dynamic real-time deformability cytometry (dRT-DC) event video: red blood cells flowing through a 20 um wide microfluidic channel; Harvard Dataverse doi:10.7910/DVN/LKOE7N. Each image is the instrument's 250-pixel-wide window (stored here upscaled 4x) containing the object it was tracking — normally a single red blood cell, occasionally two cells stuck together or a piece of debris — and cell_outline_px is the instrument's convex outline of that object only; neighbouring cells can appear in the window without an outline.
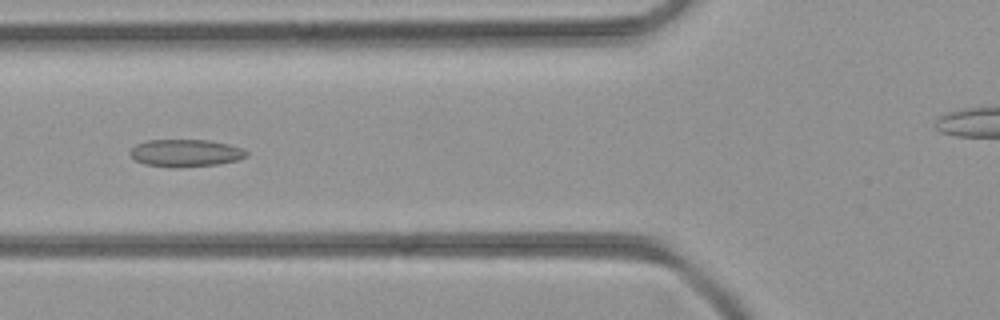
{"species": "common noctule bat (a hibernating species)", "species_latin": "Nyctalus noctula", "temperature_condition": "room temperature", "stored_images_in_passage": 35, "camera_frame_rate_fps": 3000, "um_per_image_px": 0.085, "animal": {"sex": "female", "body_mass_g": 21.9}, "frame": {"image": 1, "passage_image": 8, "time_ms": 2.333, "image_size_px": [1000, 320], "cell_outline_px": [[248, 156], [236, 160], [220, 164], [176, 168], [144, 164], [136, 160], [128, 152], [136, 144], [148, 140], [208, 140], [228, 144], [244, 148], [248, 152]], "centroid_in_image_um": [15.79, 13.01], "position_along_channel_um": 110.0, "area_um2": 18.67}}
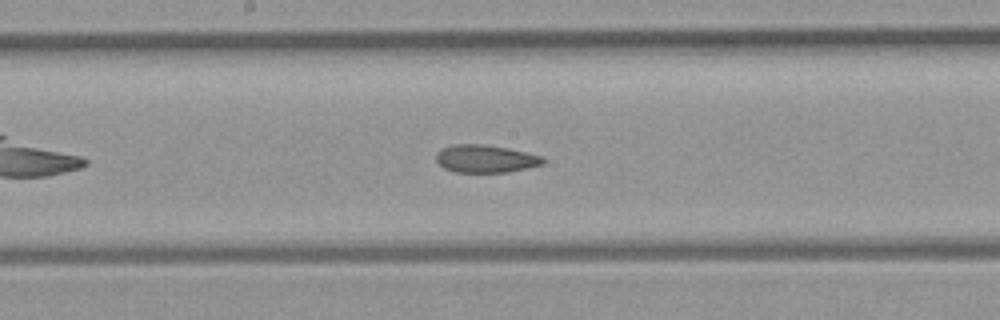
{"frame": {"image": 2, "passage_image": 14, "time_ms": 4.333, "image_size_px": [1000, 320], "cell_outline_px": [[544, 164], [508, 172], [456, 172], [444, 168], [436, 160], [436, 152], [440, 148], [452, 144], [480, 144], [508, 148], [544, 156]], "centroid_in_image_um": [41.25, 13.48], "position_along_channel_um": 206.9, "area_um2": 17.34}}
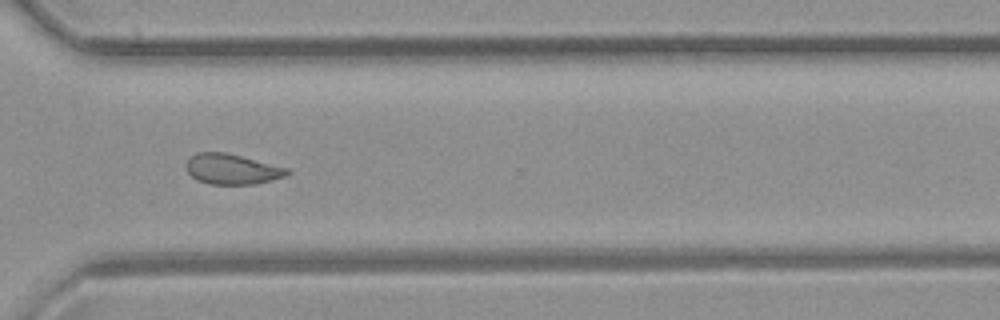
{"frame": {"image": 3, "passage_image": 23, "time_ms": 7.333, "image_size_px": [1000, 320], "cell_outline_px": [[292, 172], [284, 176], [256, 184], [212, 184], [196, 180], [188, 172], [184, 164], [188, 156], [196, 152], [224, 152], [288, 168]], "centroid_in_image_um": [19.66, 14.37], "position_along_channel_um": 350.9, "area_um2": 17.86}}